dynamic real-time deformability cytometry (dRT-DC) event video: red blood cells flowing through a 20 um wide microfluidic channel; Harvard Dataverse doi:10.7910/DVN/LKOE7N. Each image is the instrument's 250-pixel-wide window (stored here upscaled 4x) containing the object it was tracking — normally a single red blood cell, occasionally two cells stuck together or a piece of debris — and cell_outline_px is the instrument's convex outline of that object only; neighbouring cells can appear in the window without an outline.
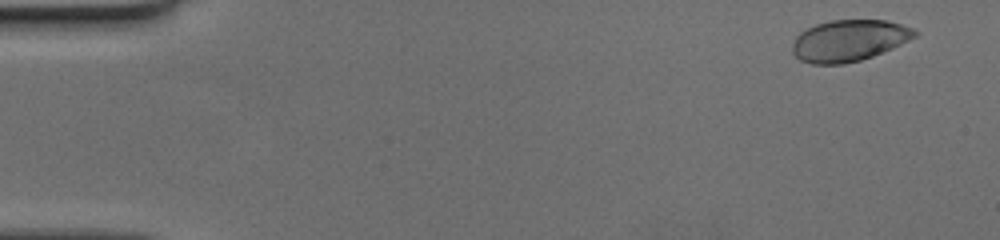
{"species": "human", "species_latin": "Homo sapiens", "temperature_condition": "cold", "stored_images_in_passage": 20, "camera_frame_rate_fps": 3000, "um_per_image_px": 0.085, "donor": {"sex": "female"}, "frame": {"image": 1, "passage_image": 4, "time_ms": 1.0, "image_size_px": [1000, 240], "cell_outline_px": [[920, 32], [916, 36], [892, 48], [872, 56], [860, 60], [844, 64], [812, 64], [800, 60], [792, 52], [792, 44], [796, 36], [800, 32], [816, 24], [832, 20], [884, 20], [900, 24], [912, 28]], "centroid_in_image_um": [72.14, 3.45], "position_along_channel_um": 12.9, "area_um2": 29.42}}
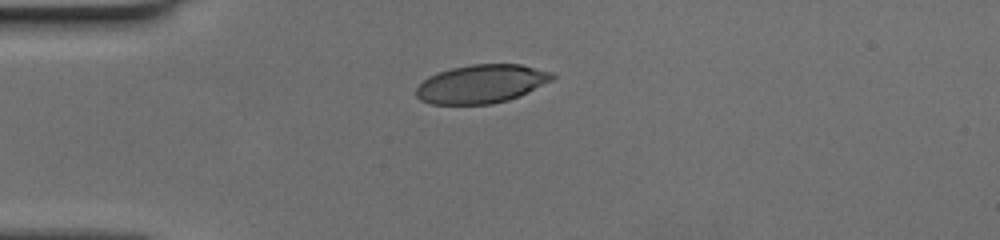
{"frame": {"image": 2, "passage_image": 15, "time_ms": 4.667, "image_size_px": [1000, 240], "cell_outline_px": [[556, 76], [552, 80], [508, 100], [492, 104], [432, 104], [420, 100], [416, 96], [416, 88], [428, 76], [436, 72], [452, 68], [472, 64], [520, 64], [552, 72]], "centroid_in_image_um": [40.88, 7.12], "position_along_channel_um": 44.1, "area_um2": 30.35}}